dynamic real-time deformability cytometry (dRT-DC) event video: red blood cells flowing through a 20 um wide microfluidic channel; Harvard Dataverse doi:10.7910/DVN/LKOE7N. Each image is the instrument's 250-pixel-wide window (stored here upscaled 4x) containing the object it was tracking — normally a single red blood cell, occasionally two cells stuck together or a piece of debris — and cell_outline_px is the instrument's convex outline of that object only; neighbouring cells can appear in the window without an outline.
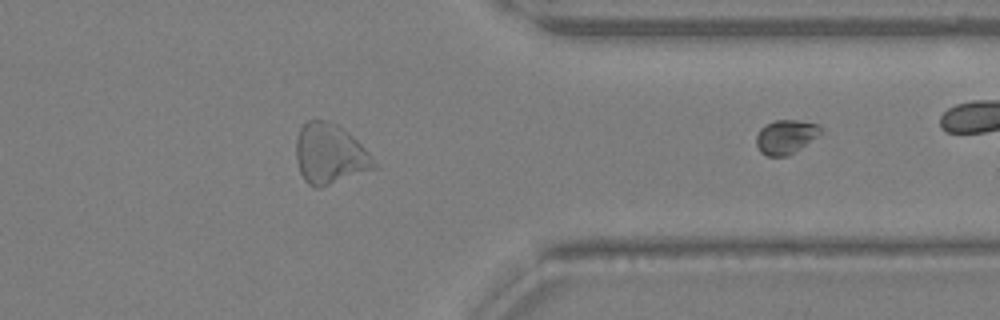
{"species": "Egyptian fruit bat (a non-hibernating species)", "species_latin": "Rousettus aegyptiacus", "temperature_condition": "warm", "stored_images_in_passage": 28, "segment_of_instrument_passage": [2, 2], "camera_frame_rate_fps": 3000, "um_per_image_px": 0.085, "animal": {"sex": "female"}, "frame": {"image": 1, "passage_image": 28, "time_ms": 9.0, "image_size_px": [1000, 320], "cell_outline_px": [[820, 132], [816, 136], [788, 156], [768, 156], [760, 152], [756, 144], [756, 136], [760, 128], [776, 120], [796, 120], [816, 124], [820, 128]], "centroid_in_image_um": [66.72, 11.63], "position_along_channel_um": 344.7, "area_um2": 12.37}}